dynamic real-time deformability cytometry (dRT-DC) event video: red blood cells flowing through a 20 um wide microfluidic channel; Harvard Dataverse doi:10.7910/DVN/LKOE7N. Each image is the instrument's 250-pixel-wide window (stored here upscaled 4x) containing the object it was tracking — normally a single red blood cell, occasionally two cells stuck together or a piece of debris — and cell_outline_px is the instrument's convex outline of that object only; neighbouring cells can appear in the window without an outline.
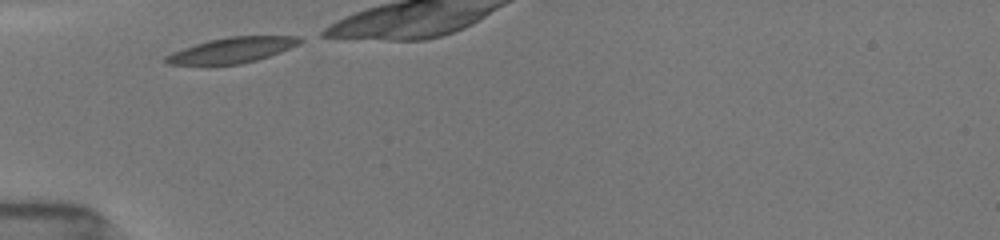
{"species": "common noctule bat (a hibernating species)", "species_latin": "Nyctalus noctula", "temperature_condition": "room temperature", "stored_images_in_passage": 26, "camera_frame_rate_fps": 3000, "um_per_image_px": 0.085, "animal": {"sex": "female", "body_mass_g": 19.5, "forearm_length_mm": 54.1}, "frame": {"image": 1, "passage_image": 1, "time_ms": 0.0, "image_size_px": [1000, 240], "cell_outline_px": [[300, 40], [296, 44], [288, 48], [268, 56], [240, 64], [172, 64], [164, 60], [168, 56], [176, 52], [196, 44], [212, 40], [232, 36], [292, 36]], "centroid_in_image_um": [19.73, 4.26], "position_along_channel_um": 65.3, "area_um2": 18.67}}
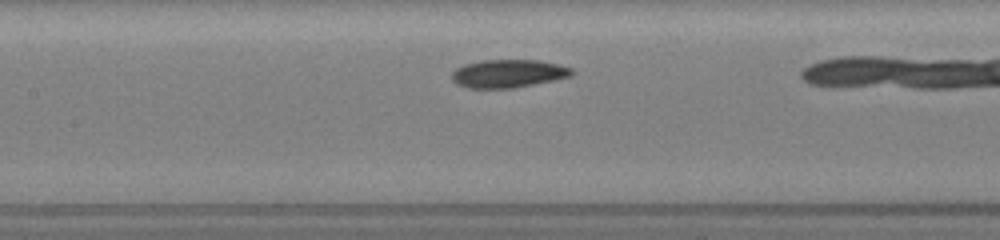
{"frame": {"image": 2, "passage_image": 9, "time_ms": 2.667, "image_size_px": [1000, 240], "cell_outline_px": [[572, 72], [568, 76], [512, 88], [468, 88], [456, 84], [452, 80], [452, 72], [456, 68], [468, 64], [484, 60], [536, 60], [556, 64], [572, 68]], "centroid_in_image_um": [43.12, 6.25], "position_along_channel_um": 164.3, "area_um2": 19.07}}
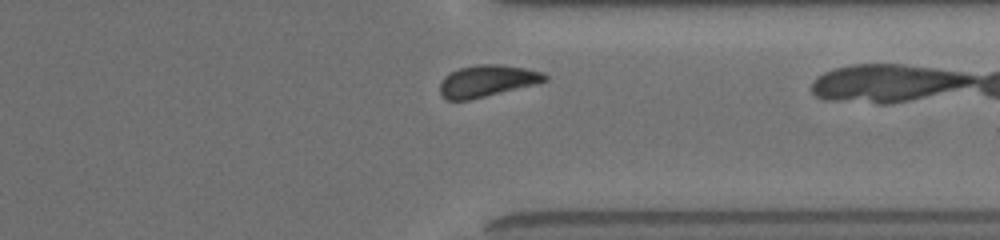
{"frame": {"image": 3, "passage_image": 25, "time_ms": 8.0, "image_size_px": [1000, 240], "cell_outline_px": [[548, 80], [468, 100], [448, 100], [440, 92], [440, 84], [444, 76], [460, 68], [480, 64], [500, 64], [524, 68], [540, 72], [548, 76]], "centroid_in_image_um": [41.37, 6.86], "position_along_channel_um": 370.0, "area_um2": 18.79}}